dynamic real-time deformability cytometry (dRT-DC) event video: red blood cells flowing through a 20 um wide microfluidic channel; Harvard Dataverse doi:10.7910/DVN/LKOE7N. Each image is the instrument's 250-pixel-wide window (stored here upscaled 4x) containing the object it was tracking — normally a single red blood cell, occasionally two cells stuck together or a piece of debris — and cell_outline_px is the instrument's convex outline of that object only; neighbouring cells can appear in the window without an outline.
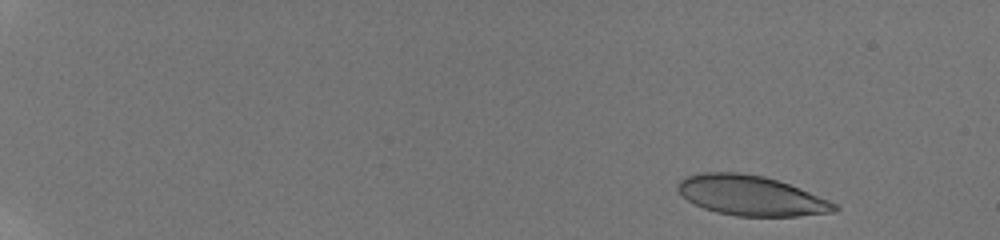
{"species": "human", "species_latin": "Homo sapiens", "temperature_condition": "room temperature", "stored_images_in_passage": 29, "camera_frame_rate_fps": 3000, "um_per_image_px": 0.085, "donor": {"sex": "male"}, "frame": {"image": 1, "passage_image": 3, "time_ms": 1.0, "image_size_px": [1000, 240], "cell_outline_px": [[840, 208], [832, 212], [800, 216], [736, 216], [716, 212], [704, 208], [688, 200], [676, 188], [676, 184], [680, 180], [688, 176], [704, 172], [740, 172], [764, 176], [800, 188], [828, 200], [836, 204]], "centroid_in_image_um": [63.83, 16.62], "position_along_channel_um": 21.2, "area_um2": 36.24}}
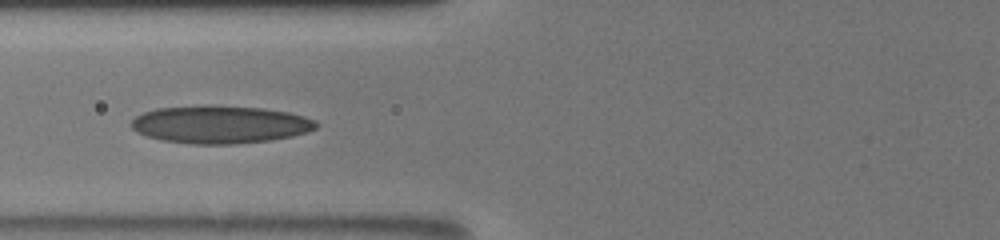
{"frame": {"image": 2, "passage_image": 19, "time_ms": 7.667, "image_size_px": [1000, 240], "cell_outline_px": [[320, 124], [316, 128], [308, 132], [292, 136], [268, 140], [236, 144], [192, 144], [160, 140], [136, 132], [132, 128], [132, 120], [136, 116], [144, 112], [156, 108], [204, 104], [208, 104], [264, 108], [288, 112], [304, 116], [316, 120]], "centroid_in_image_um": [18.72, 10.56], "position_along_channel_um": 107.1, "area_um2": 41.15}}
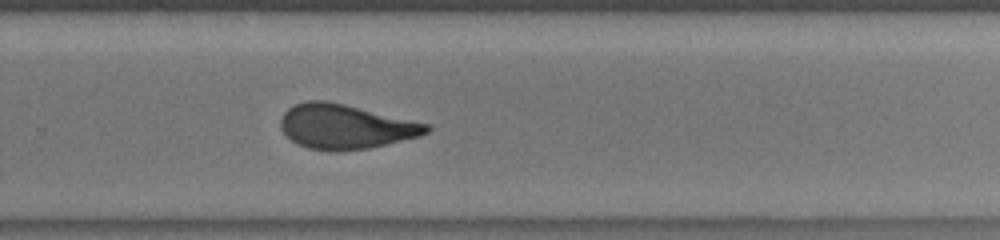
{"frame": {"image": 3, "passage_image": 29, "time_ms": 12.667, "image_size_px": [1000, 240], "cell_outline_px": [[432, 128], [428, 132], [420, 136], [368, 148], [336, 152], [328, 152], [308, 148], [296, 144], [280, 128], [280, 120], [284, 112], [288, 108], [296, 104], [308, 100], [328, 100], [432, 124]], "centroid_in_image_um": [29.38, 10.76], "position_along_channel_um": 300.4, "area_um2": 38.26}}